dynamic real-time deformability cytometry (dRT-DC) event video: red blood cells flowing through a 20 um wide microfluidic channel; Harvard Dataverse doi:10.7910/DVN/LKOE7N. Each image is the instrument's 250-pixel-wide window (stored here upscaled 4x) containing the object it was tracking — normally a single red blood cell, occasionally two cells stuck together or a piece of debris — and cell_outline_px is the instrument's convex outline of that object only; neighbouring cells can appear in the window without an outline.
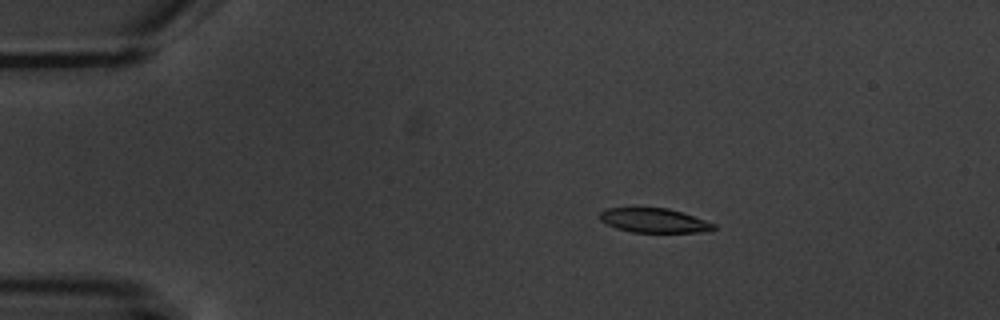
{"species": "common noctule bat (a hibernating species)", "species_latin": "Nyctalus noctula", "temperature_condition": "warm", "stored_images_in_passage": 3, "camera_frame_rate_fps": 3000, "um_per_image_px": 0.085, "animal": {"sex": "male", "body_mass_g": 20.1, "forearm_length_mm": 53.5}, "frame": {"image": 1, "passage_image": 2, "time_ms": 1.333, "image_size_px": [1000, 320], "cell_outline_px": [[716, 228], [700, 232], [632, 232], [616, 228], [600, 220], [600, 212], [604, 208], [668, 208], [716, 224]], "centroid_in_image_um": [55.56, 18.74], "position_along_channel_um": 29.4, "area_um2": 15.9}}